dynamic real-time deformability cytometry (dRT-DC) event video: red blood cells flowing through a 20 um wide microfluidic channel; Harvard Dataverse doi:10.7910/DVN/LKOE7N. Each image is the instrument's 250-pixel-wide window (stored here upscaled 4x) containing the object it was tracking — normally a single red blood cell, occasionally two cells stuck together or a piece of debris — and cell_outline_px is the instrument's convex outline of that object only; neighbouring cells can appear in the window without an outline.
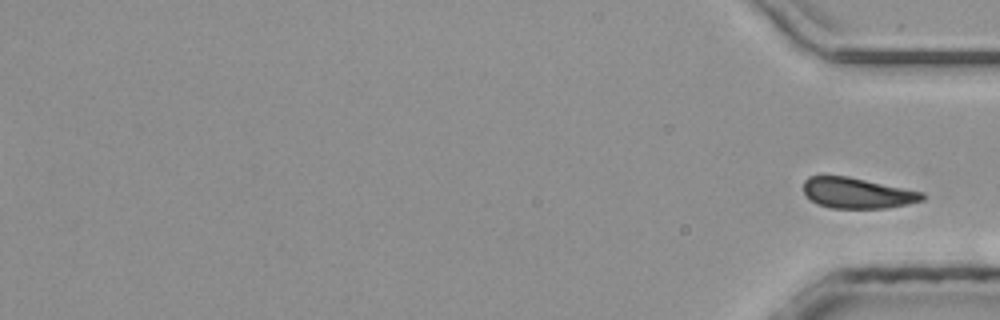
{"species": "common noctule bat (a hibernating species)", "species_latin": "Nyctalus noctula", "temperature_condition": "room temperature", "stored_images_in_passage": 34, "segment_of_instrument_passage": [2, 2], "camera_frame_rate_fps": 3000, "um_per_image_px": 0.085, "animal": {"sex": "male", "body_mass_g": 20.4}, "frame": {"image": 1, "passage_image": 34, "time_ms": 11.0, "image_size_px": [1000, 320], "cell_outline_px": [[924, 200], [908, 204], [888, 208], [832, 208], [816, 204], [804, 192], [804, 180], [808, 176], [848, 176], [924, 192]], "centroid_in_image_um": [72.88, 16.41], "position_along_channel_um": 362.3, "area_um2": 21.21}}